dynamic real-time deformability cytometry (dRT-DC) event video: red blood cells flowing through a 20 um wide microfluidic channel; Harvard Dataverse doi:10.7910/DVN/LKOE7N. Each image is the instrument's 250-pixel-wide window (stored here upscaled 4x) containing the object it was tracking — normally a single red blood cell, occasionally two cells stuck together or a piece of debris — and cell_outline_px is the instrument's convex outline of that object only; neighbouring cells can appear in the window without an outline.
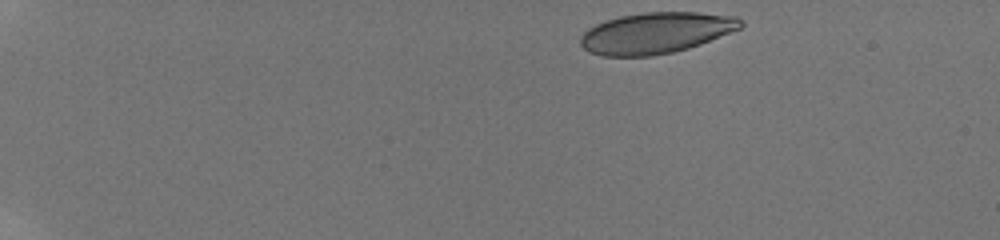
{"species": "human", "species_latin": "Homo sapiens", "temperature_condition": "room temperature", "stored_images_in_passage": 9, "camera_frame_rate_fps": 3000, "um_per_image_px": 0.085, "donor": {"sex": "male"}, "frame": {"image": 1, "passage_image": 1, "time_ms": 0.0, "image_size_px": [1000, 240], "cell_outline_px": [[744, 24], [740, 28], [700, 44], [688, 48], [672, 52], [652, 56], [604, 56], [588, 52], [580, 44], [580, 36], [588, 28], [596, 24], [620, 16], [644, 12], [696, 12], [736, 16], [744, 20]], "centroid_in_image_um": [55.75, 2.79], "position_along_channel_um": 29.3, "area_um2": 38.32}}
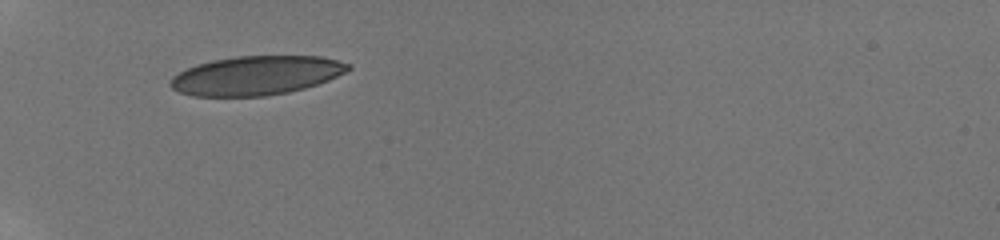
{"frame": {"image": 2, "passage_image": 7, "time_ms": 3.667, "image_size_px": [1000, 240], "cell_outline_px": [[352, 68], [328, 80], [304, 88], [288, 92], [264, 96], [192, 96], [180, 92], [172, 88], [168, 84], [172, 76], [196, 64], [212, 60], [236, 56], [324, 56], [352, 64]], "centroid_in_image_um": [21.77, 6.41], "position_along_channel_um": 63.2, "area_um2": 40.46}}
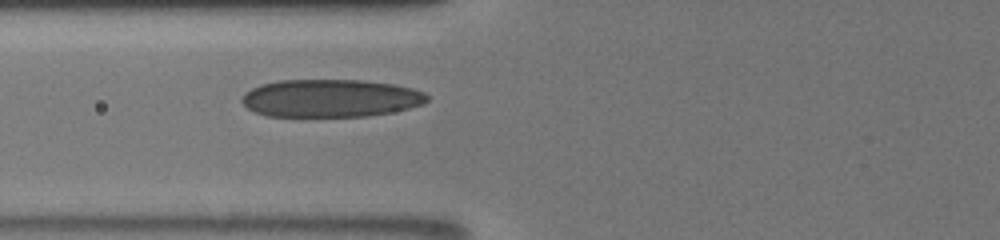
{"frame": {"image": 3, "passage_image": 9, "time_ms": 5.0, "image_size_px": [1000, 240], "cell_outline_px": [[428, 100], [424, 104], [408, 108], [368, 116], [264, 116], [248, 108], [240, 100], [244, 92], [260, 84], [280, 80], [364, 80], [396, 84], [412, 88], [424, 92], [428, 96]], "centroid_in_image_um": [28.08, 8.34], "position_along_channel_um": 97.7, "area_um2": 40.92}}